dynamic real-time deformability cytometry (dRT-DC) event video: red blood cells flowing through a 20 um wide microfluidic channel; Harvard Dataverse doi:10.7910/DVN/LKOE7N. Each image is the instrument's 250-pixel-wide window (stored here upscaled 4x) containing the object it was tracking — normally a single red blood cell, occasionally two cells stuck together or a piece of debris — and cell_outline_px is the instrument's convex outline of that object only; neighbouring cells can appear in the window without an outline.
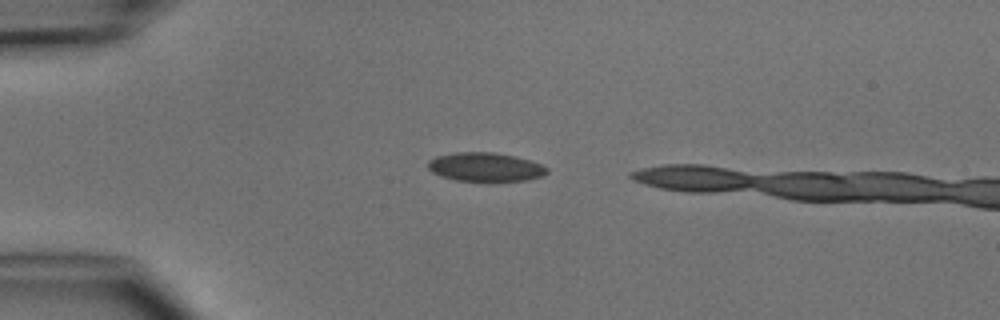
{"species": "common noctule bat (a hibernating species)", "species_latin": "Nyctalus noctula", "temperature_condition": "cold", "stored_images_in_passage": 2, "camera_frame_rate_fps": 3000, "um_per_image_px": 0.085, "animal": {"sex": "male", "body_mass_g": 15.6}, "frame": {"image": 1, "passage_image": 1, "time_ms": 0.0, "image_size_px": [1000, 320], "cell_outline_px": [[548, 172], [544, 176], [528, 180], [456, 180], [440, 176], [432, 172], [428, 168], [428, 160], [436, 156], [456, 152], [496, 152], [516, 156], [540, 164], [548, 168]], "centroid_in_image_um": [41.25, 14.18], "position_along_channel_um": 43.8, "area_um2": 19.88}}